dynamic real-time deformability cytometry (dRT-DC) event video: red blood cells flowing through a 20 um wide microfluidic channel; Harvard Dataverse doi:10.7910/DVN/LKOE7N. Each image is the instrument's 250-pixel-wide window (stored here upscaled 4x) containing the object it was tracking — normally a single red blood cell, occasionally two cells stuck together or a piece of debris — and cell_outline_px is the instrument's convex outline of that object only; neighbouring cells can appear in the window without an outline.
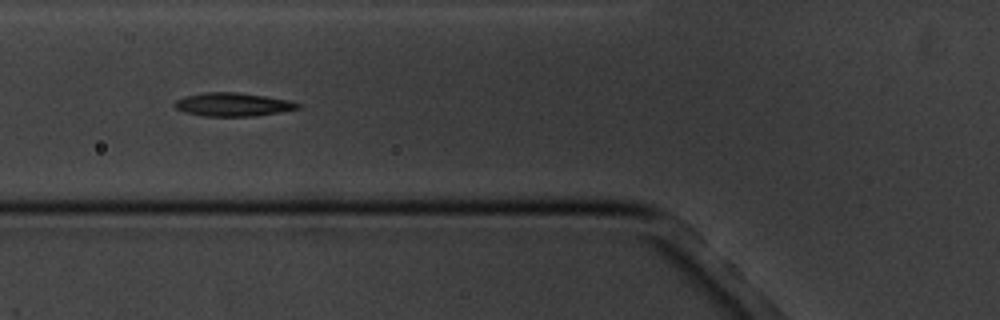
{"species": "common noctule bat (a hibernating species)", "species_latin": "Nyctalus noctula", "temperature_condition": "cold", "stored_images_in_passage": 5, "camera_frame_rate_fps": 3000, "um_per_image_px": 0.085, "animal": {"sex": "male", "body_mass_g": 20.1, "forearm_length_mm": 53.5}, "frame": {"image": 1, "passage_image": 5, "time_ms": 5.667, "image_size_px": [1000, 320], "cell_outline_px": [[300, 108], [280, 112], [252, 116], [204, 116], [188, 112], [176, 108], [172, 104], [176, 100], [188, 96], [208, 92], [236, 92], [292, 100], [300, 104]], "centroid_in_image_um": [19.84, 8.88], "position_along_channel_um": 106.0, "area_um2": 16.59}}